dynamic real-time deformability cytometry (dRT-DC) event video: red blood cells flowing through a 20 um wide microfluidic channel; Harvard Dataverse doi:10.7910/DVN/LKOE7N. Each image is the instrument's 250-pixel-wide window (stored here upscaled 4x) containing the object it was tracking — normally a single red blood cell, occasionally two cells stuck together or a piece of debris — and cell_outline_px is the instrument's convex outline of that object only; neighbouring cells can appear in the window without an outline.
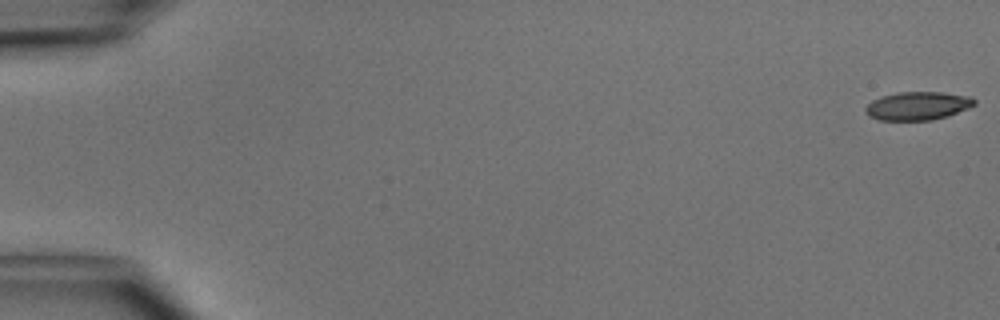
{"species": "common noctule bat (a hibernating species)", "species_latin": "Nyctalus noctula", "temperature_condition": "cold", "stored_images_in_passage": 49, "camera_frame_rate_fps": 3000, "um_per_image_px": 0.085, "animal": {"sex": "male", "body_mass_g": 15.6}, "frame": {"image": 1, "passage_image": 1, "time_ms": 0.0, "image_size_px": [1000, 320], "cell_outline_px": [[976, 104], [968, 108], [948, 116], [932, 120], [880, 120], [868, 116], [864, 112], [864, 108], [872, 100], [880, 96], [896, 92], [944, 92], [972, 96], [976, 100]], "centroid_in_image_um": [78.0, 8.99], "position_along_channel_um": 7.0, "area_um2": 18.26}}
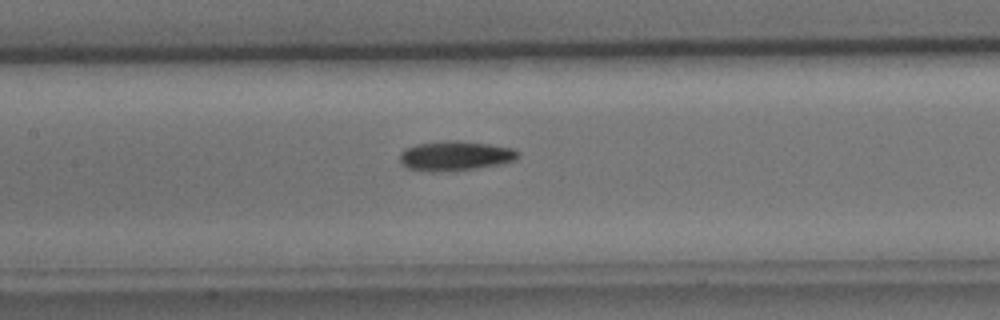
{"frame": {"image": 2, "passage_image": 24, "time_ms": 7.667, "image_size_px": [1000, 320], "cell_outline_px": [[520, 156], [516, 160], [500, 164], [476, 168], [432, 172], [408, 168], [400, 164], [400, 152], [404, 148], [416, 144], [448, 140], [456, 140], [488, 144], [512, 148], [520, 152]], "centroid_in_image_um": [38.68, 13.24], "position_along_channel_um": 168.7, "area_um2": 20.46}}
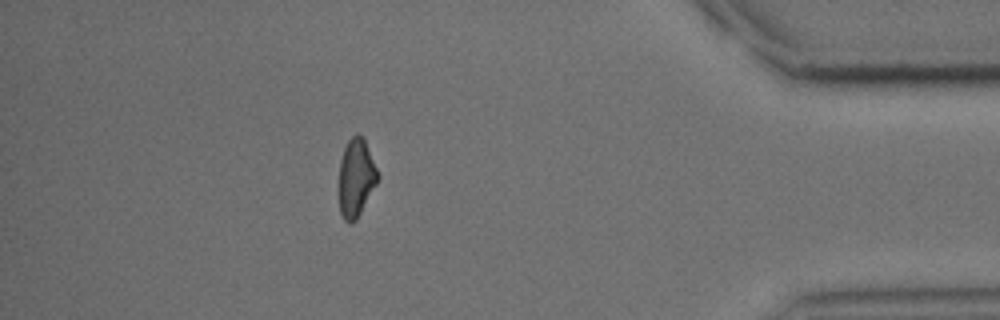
{"frame": {"image": 3, "passage_image": 44, "time_ms": 14.333, "image_size_px": [1000, 320], "cell_outline_px": [[380, 176], [376, 184], [356, 220], [352, 224], [348, 224], [344, 220], [340, 212], [340, 160], [344, 148], [348, 140], [356, 132], [364, 136]], "centroid_in_image_um": [30.28, 15.08], "position_along_channel_um": 404.9, "area_um2": 17.69}, "authors_computed_cell_mechanics": {"area_um2": 18.6694, "velocity_mm_per_s": 4.1382, "shape_relaxation_time_tau1_ms": 3.8717, "shape_relaxation_time_tau2_ms": 8.0542, "deformation_change_tau1": 0.123, "deformation_change_tau2": 0.1748}}